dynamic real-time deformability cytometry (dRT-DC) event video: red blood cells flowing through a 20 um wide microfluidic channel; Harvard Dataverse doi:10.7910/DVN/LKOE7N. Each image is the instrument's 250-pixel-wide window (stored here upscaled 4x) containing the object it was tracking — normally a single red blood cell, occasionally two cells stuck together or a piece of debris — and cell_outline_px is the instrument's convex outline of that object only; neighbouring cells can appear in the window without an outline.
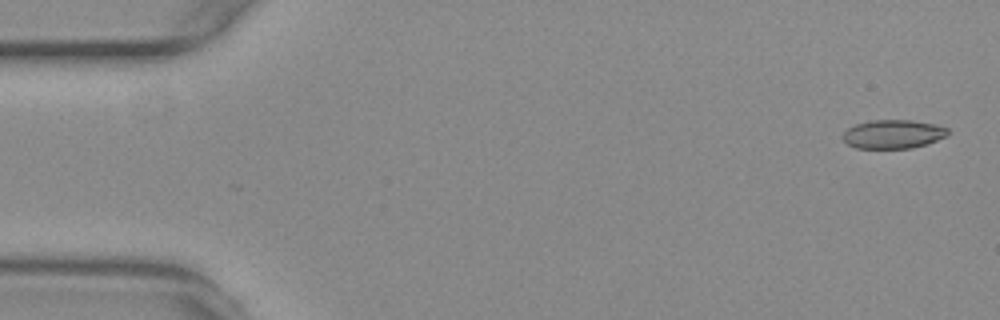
{"species": "common noctule bat (a hibernating species)", "species_latin": "Nyctalus noctula", "temperature_condition": "warm", "stored_images_in_passage": 13, "camera_frame_rate_fps": 3000, "um_per_image_px": 0.085, "animal": {"sex": "female", "body_mass_g": 29.2, "forearm_length_mm": 56.3}, "frame": {"image": 1, "passage_image": 2, "time_ms": 0.333, "image_size_px": [1000, 320], "cell_outline_px": [[948, 136], [928, 144], [912, 148], [856, 148], [848, 144], [840, 136], [848, 128], [856, 124], [872, 120], [912, 120], [932, 124], [948, 128]], "centroid_in_image_um": [75.92, 11.41], "position_along_channel_um": 9.1, "area_um2": 17.63}}